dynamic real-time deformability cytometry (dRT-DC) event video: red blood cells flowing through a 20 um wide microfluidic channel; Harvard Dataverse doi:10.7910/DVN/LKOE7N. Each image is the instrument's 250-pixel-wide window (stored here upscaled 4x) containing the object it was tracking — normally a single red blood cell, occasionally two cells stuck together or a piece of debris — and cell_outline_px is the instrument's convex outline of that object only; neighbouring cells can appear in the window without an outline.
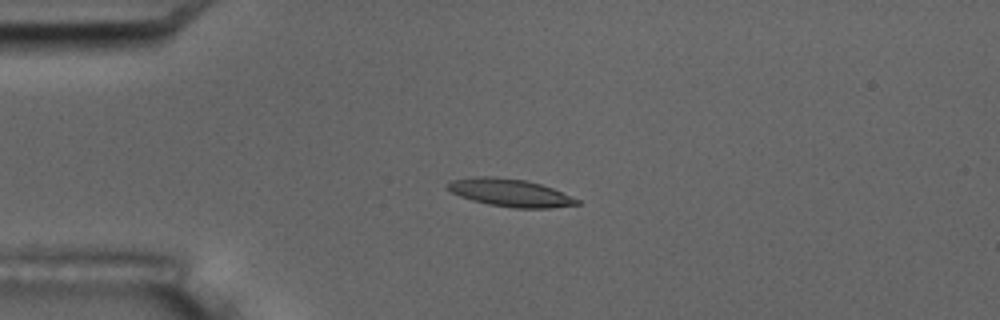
{"species": "common noctule bat (a hibernating species)", "species_latin": "Nyctalus noctula", "temperature_condition": "room temperature", "stored_images_in_passage": 6, "camera_frame_rate_fps": 3000, "um_per_image_px": 0.085, "animal": {"sex": "male", "body_mass_g": 17.5, "forearm_length_mm": 52.3}, "frame": {"image": 1, "passage_image": 5, "time_ms": 4.667, "image_size_px": [1000, 320], "cell_outline_px": [[580, 204], [548, 208], [516, 208], [488, 204], [472, 200], [460, 196], [452, 192], [448, 188], [448, 184], [452, 180], [468, 176], [496, 176], [524, 180], [540, 184], [552, 188], [580, 200]], "centroid_in_image_um": [43.34, 16.37], "position_along_channel_um": 41.7, "area_um2": 20.75}}